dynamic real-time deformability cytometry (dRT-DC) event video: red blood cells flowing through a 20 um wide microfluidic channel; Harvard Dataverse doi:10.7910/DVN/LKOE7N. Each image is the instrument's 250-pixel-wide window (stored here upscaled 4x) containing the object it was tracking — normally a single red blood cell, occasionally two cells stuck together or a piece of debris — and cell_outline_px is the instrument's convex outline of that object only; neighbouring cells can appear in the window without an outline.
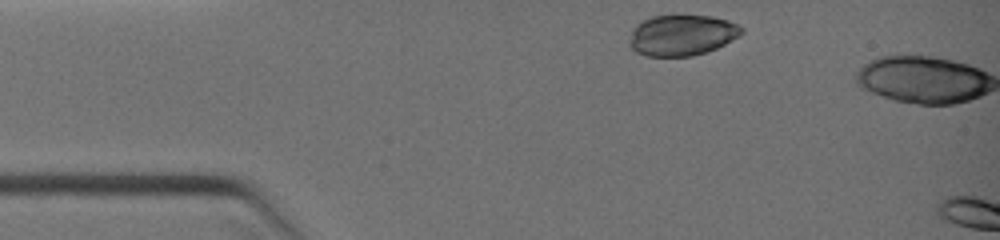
{"species": "common noctule bat (a hibernating species)", "species_latin": "Nyctalus noctula", "temperature_condition": "warm", "stored_images_in_passage": 2, "camera_frame_rate_fps": 3000, "um_per_image_px": 0.085, "animal": {"sex": "female", "body_mass_g": 19.0, "forearm_length_mm": 51.5}, "frame": {"image": 1, "passage_image": 1, "time_ms": 0.0, "image_size_px": [1000, 240], "cell_outline_px": [[744, 32], [724, 44], [716, 48], [692, 56], [644, 56], [636, 52], [628, 44], [632, 32], [636, 24], [640, 20], [652, 16], [712, 16], [728, 20], [744, 28]], "centroid_in_image_um": [57.93, 2.99], "position_along_channel_um": 27.1, "area_um2": 26.59}}